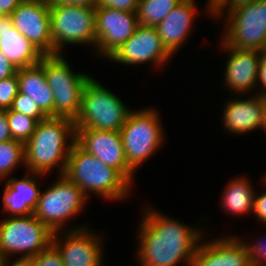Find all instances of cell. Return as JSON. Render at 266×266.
<instances>
[{
    "mask_svg": "<svg viewBox=\"0 0 266 266\" xmlns=\"http://www.w3.org/2000/svg\"><path fill=\"white\" fill-rule=\"evenodd\" d=\"M139 228L138 261L141 266H176L182 262L190 266L201 229L187 226L152 210L144 211Z\"/></svg>",
    "mask_w": 266,
    "mask_h": 266,
    "instance_id": "1",
    "label": "cell"
},
{
    "mask_svg": "<svg viewBox=\"0 0 266 266\" xmlns=\"http://www.w3.org/2000/svg\"><path fill=\"white\" fill-rule=\"evenodd\" d=\"M75 139L76 129L73 120L48 117L39 121L35 132L24 144L25 168L27 167L30 173L47 175L50 170L59 166V175L64 174Z\"/></svg>",
    "mask_w": 266,
    "mask_h": 266,
    "instance_id": "2",
    "label": "cell"
},
{
    "mask_svg": "<svg viewBox=\"0 0 266 266\" xmlns=\"http://www.w3.org/2000/svg\"><path fill=\"white\" fill-rule=\"evenodd\" d=\"M64 175L87 197L92 192L113 201L124 199L131 192L132 184L118 170L86 152L76 142L69 152Z\"/></svg>",
    "mask_w": 266,
    "mask_h": 266,
    "instance_id": "3",
    "label": "cell"
},
{
    "mask_svg": "<svg viewBox=\"0 0 266 266\" xmlns=\"http://www.w3.org/2000/svg\"><path fill=\"white\" fill-rule=\"evenodd\" d=\"M39 64L54 94V117L75 121L81 109L83 89L92 77L73 72L62 53L43 55Z\"/></svg>",
    "mask_w": 266,
    "mask_h": 266,
    "instance_id": "4",
    "label": "cell"
},
{
    "mask_svg": "<svg viewBox=\"0 0 266 266\" xmlns=\"http://www.w3.org/2000/svg\"><path fill=\"white\" fill-rule=\"evenodd\" d=\"M131 111L118 95L91 78L83 89L75 128L120 131Z\"/></svg>",
    "mask_w": 266,
    "mask_h": 266,
    "instance_id": "5",
    "label": "cell"
},
{
    "mask_svg": "<svg viewBox=\"0 0 266 266\" xmlns=\"http://www.w3.org/2000/svg\"><path fill=\"white\" fill-rule=\"evenodd\" d=\"M154 108L132 110L120 129L128 165L136 171L163 144L164 131Z\"/></svg>",
    "mask_w": 266,
    "mask_h": 266,
    "instance_id": "6",
    "label": "cell"
},
{
    "mask_svg": "<svg viewBox=\"0 0 266 266\" xmlns=\"http://www.w3.org/2000/svg\"><path fill=\"white\" fill-rule=\"evenodd\" d=\"M45 191H41L33 215L53 233L62 231L66 222L85 207L87 196L64 174Z\"/></svg>",
    "mask_w": 266,
    "mask_h": 266,
    "instance_id": "7",
    "label": "cell"
},
{
    "mask_svg": "<svg viewBox=\"0 0 266 266\" xmlns=\"http://www.w3.org/2000/svg\"><path fill=\"white\" fill-rule=\"evenodd\" d=\"M53 234L33 214L8 217L0 222V255L32 258L52 243Z\"/></svg>",
    "mask_w": 266,
    "mask_h": 266,
    "instance_id": "8",
    "label": "cell"
},
{
    "mask_svg": "<svg viewBox=\"0 0 266 266\" xmlns=\"http://www.w3.org/2000/svg\"><path fill=\"white\" fill-rule=\"evenodd\" d=\"M96 7L50 5L52 54L61 53L66 44L96 45Z\"/></svg>",
    "mask_w": 266,
    "mask_h": 266,
    "instance_id": "9",
    "label": "cell"
},
{
    "mask_svg": "<svg viewBox=\"0 0 266 266\" xmlns=\"http://www.w3.org/2000/svg\"><path fill=\"white\" fill-rule=\"evenodd\" d=\"M222 40L235 49L266 51L265 5L257 0L225 17Z\"/></svg>",
    "mask_w": 266,
    "mask_h": 266,
    "instance_id": "10",
    "label": "cell"
},
{
    "mask_svg": "<svg viewBox=\"0 0 266 266\" xmlns=\"http://www.w3.org/2000/svg\"><path fill=\"white\" fill-rule=\"evenodd\" d=\"M139 26L137 13L113 8L95 9V52L108 58Z\"/></svg>",
    "mask_w": 266,
    "mask_h": 266,
    "instance_id": "11",
    "label": "cell"
},
{
    "mask_svg": "<svg viewBox=\"0 0 266 266\" xmlns=\"http://www.w3.org/2000/svg\"><path fill=\"white\" fill-rule=\"evenodd\" d=\"M59 233L54 232L52 244L61 254L64 266H103L102 236L95 235L86 226L67 230L64 237Z\"/></svg>",
    "mask_w": 266,
    "mask_h": 266,
    "instance_id": "12",
    "label": "cell"
},
{
    "mask_svg": "<svg viewBox=\"0 0 266 266\" xmlns=\"http://www.w3.org/2000/svg\"><path fill=\"white\" fill-rule=\"evenodd\" d=\"M76 143L104 164L118 170L131 184L135 171L128 165L120 131L75 128Z\"/></svg>",
    "mask_w": 266,
    "mask_h": 266,
    "instance_id": "13",
    "label": "cell"
},
{
    "mask_svg": "<svg viewBox=\"0 0 266 266\" xmlns=\"http://www.w3.org/2000/svg\"><path fill=\"white\" fill-rule=\"evenodd\" d=\"M10 17L13 27L38 50L52 54L49 0H23Z\"/></svg>",
    "mask_w": 266,
    "mask_h": 266,
    "instance_id": "14",
    "label": "cell"
},
{
    "mask_svg": "<svg viewBox=\"0 0 266 266\" xmlns=\"http://www.w3.org/2000/svg\"><path fill=\"white\" fill-rule=\"evenodd\" d=\"M170 57L161 43L157 28L139 25L133 35L108 59L125 65L151 62L158 68L167 64Z\"/></svg>",
    "mask_w": 266,
    "mask_h": 266,
    "instance_id": "15",
    "label": "cell"
},
{
    "mask_svg": "<svg viewBox=\"0 0 266 266\" xmlns=\"http://www.w3.org/2000/svg\"><path fill=\"white\" fill-rule=\"evenodd\" d=\"M190 266H251L244 241L235 236L200 243Z\"/></svg>",
    "mask_w": 266,
    "mask_h": 266,
    "instance_id": "16",
    "label": "cell"
},
{
    "mask_svg": "<svg viewBox=\"0 0 266 266\" xmlns=\"http://www.w3.org/2000/svg\"><path fill=\"white\" fill-rule=\"evenodd\" d=\"M221 46L230 54L225 68V86L235 94H246L253 91L257 85V73L262 51L235 49L229 47L223 40Z\"/></svg>",
    "mask_w": 266,
    "mask_h": 266,
    "instance_id": "17",
    "label": "cell"
},
{
    "mask_svg": "<svg viewBox=\"0 0 266 266\" xmlns=\"http://www.w3.org/2000/svg\"><path fill=\"white\" fill-rule=\"evenodd\" d=\"M196 4L195 0H182L156 26L163 47L172 57L191 33Z\"/></svg>",
    "mask_w": 266,
    "mask_h": 266,
    "instance_id": "18",
    "label": "cell"
},
{
    "mask_svg": "<svg viewBox=\"0 0 266 266\" xmlns=\"http://www.w3.org/2000/svg\"><path fill=\"white\" fill-rule=\"evenodd\" d=\"M30 175V176H29ZM35 176L43 174L27 173L22 179L11 177L6 181L3 191V210L11 216H26L34 213L40 195Z\"/></svg>",
    "mask_w": 266,
    "mask_h": 266,
    "instance_id": "19",
    "label": "cell"
},
{
    "mask_svg": "<svg viewBox=\"0 0 266 266\" xmlns=\"http://www.w3.org/2000/svg\"><path fill=\"white\" fill-rule=\"evenodd\" d=\"M222 121L229 133L245 134L263 124V96L230 99L224 106Z\"/></svg>",
    "mask_w": 266,
    "mask_h": 266,
    "instance_id": "20",
    "label": "cell"
},
{
    "mask_svg": "<svg viewBox=\"0 0 266 266\" xmlns=\"http://www.w3.org/2000/svg\"><path fill=\"white\" fill-rule=\"evenodd\" d=\"M0 51L17 69L38 64L44 55L13 27L10 16L0 20Z\"/></svg>",
    "mask_w": 266,
    "mask_h": 266,
    "instance_id": "21",
    "label": "cell"
},
{
    "mask_svg": "<svg viewBox=\"0 0 266 266\" xmlns=\"http://www.w3.org/2000/svg\"><path fill=\"white\" fill-rule=\"evenodd\" d=\"M17 79L19 92L35 101L48 117H54V94L48 86L43 67L38 63L18 68Z\"/></svg>",
    "mask_w": 266,
    "mask_h": 266,
    "instance_id": "22",
    "label": "cell"
},
{
    "mask_svg": "<svg viewBox=\"0 0 266 266\" xmlns=\"http://www.w3.org/2000/svg\"><path fill=\"white\" fill-rule=\"evenodd\" d=\"M222 192L221 206L232 215L252 212L255 190L247 178L232 179Z\"/></svg>",
    "mask_w": 266,
    "mask_h": 266,
    "instance_id": "23",
    "label": "cell"
},
{
    "mask_svg": "<svg viewBox=\"0 0 266 266\" xmlns=\"http://www.w3.org/2000/svg\"><path fill=\"white\" fill-rule=\"evenodd\" d=\"M182 0H139V25L156 27Z\"/></svg>",
    "mask_w": 266,
    "mask_h": 266,
    "instance_id": "24",
    "label": "cell"
},
{
    "mask_svg": "<svg viewBox=\"0 0 266 266\" xmlns=\"http://www.w3.org/2000/svg\"><path fill=\"white\" fill-rule=\"evenodd\" d=\"M21 164L25 165L24 143L13 139L0 142V181Z\"/></svg>",
    "mask_w": 266,
    "mask_h": 266,
    "instance_id": "25",
    "label": "cell"
},
{
    "mask_svg": "<svg viewBox=\"0 0 266 266\" xmlns=\"http://www.w3.org/2000/svg\"><path fill=\"white\" fill-rule=\"evenodd\" d=\"M6 115L12 139L25 144L35 132L39 121L11 109L6 110Z\"/></svg>",
    "mask_w": 266,
    "mask_h": 266,
    "instance_id": "26",
    "label": "cell"
},
{
    "mask_svg": "<svg viewBox=\"0 0 266 266\" xmlns=\"http://www.w3.org/2000/svg\"><path fill=\"white\" fill-rule=\"evenodd\" d=\"M13 111L23 113L26 116L42 121L48 116L39 108L37 103L26 94L18 92L10 108Z\"/></svg>",
    "mask_w": 266,
    "mask_h": 266,
    "instance_id": "27",
    "label": "cell"
},
{
    "mask_svg": "<svg viewBox=\"0 0 266 266\" xmlns=\"http://www.w3.org/2000/svg\"><path fill=\"white\" fill-rule=\"evenodd\" d=\"M19 92L17 73L11 77L0 80V110L11 108L13 100Z\"/></svg>",
    "mask_w": 266,
    "mask_h": 266,
    "instance_id": "28",
    "label": "cell"
},
{
    "mask_svg": "<svg viewBox=\"0 0 266 266\" xmlns=\"http://www.w3.org/2000/svg\"><path fill=\"white\" fill-rule=\"evenodd\" d=\"M32 259L35 266H64L61 254L52 243Z\"/></svg>",
    "mask_w": 266,
    "mask_h": 266,
    "instance_id": "29",
    "label": "cell"
},
{
    "mask_svg": "<svg viewBox=\"0 0 266 266\" xmlns=\"http://www.w3.org/2000/svg\"><path fill=\"white\" fill-rule=\"evenodd\" d=\"M257 0H217L212 5V16L214 15V18H221L224 14V9H227L226 11V17L231 14L233 11L245 7L247 4H250L252 2H255ZM227 7V8H226Z\"/></svg>",
    "mask_w": 266,
    "mask_h": 266,
    "instance_id": "30",
    "label": "cell"
},
{
    "mask_svg": "<svg viewBox=\"0 0 266 266\" xmlns=\"http://www.w3.org/2000/svg\"><path fill=\"white\" fill-rule=\"evenodd\" d=\"M244 244L246 245L247 251H248V257L251 266H264L266 265V243L264 240H258L254 242H251L249 244L248 242Z\"/></svg>",
    "mask_w": 266,
    "mask_h": 266,
    "instance_id": "31",
    "label": "cell"
},
{
    "mask_svg": "<svg viewBox=\"0 0 266 266\" xmlns=\"http://www.w3.org/2000/svg\"><path fill=\"white\" fill-rule=\"evenodd\" d=\"M139 0H98L96 7L136 12Z\"/></svg>",
    "mask_w": 266,
    "mask_h": 266,
    "instance_id": "32",
    "label": "cell"
},
{
    "mask_svg": "<svg viewBox=\"0 0 266 266\" xmlns=\"http://www.w3.org/2000/svg\"><path fill=\"white\" fill-rule=\"evenodd\" d=\"M264 181L266 183L265 178ZM252 211L261 223H266V192L263 194L261 193L260 195L255 194Z\"/></svg>",
    "mask_w": 266,
    "mask_h": 266,
    "instance_id": "33",
    "label": "cell"
},
{
    "mask_svg": "<svg viewBox=\"0 0 266 266\" xmlns=\"http://www.w3.org/2000/svg\"><path fill=\"white\" fill-rule=\"evenodd\" d=\"M260 83V84H259ZM262 91H258V95L266 96V51H262V56L258 66L257 83Z\"/></svg>",
    "mask_w": 266,
    "mask_h": 266,
    "instance_id": "34",
    "label": "cell"
},
{
    "mask_svg": "<svg viewBox=\"0 0 266 266\" xmlns=\"http://www.w3.org/2000/svg\"><path fill=\"white\" fill-rule=\"evenodd\" d=\"M17 73V68L0 51V80L11 77Z\"/></svg>",
    "mask_w": 266,
    "mask_h": 266,
    "instance_id": "35",
    "label": "cell"
},
{
    "mask_svg": "<svg viewBox=\"0 0 266 266\" xmlns=\"http://www.w3.org/2000/svg\"><path fill=\"white\" fill-rule=\"evenodd\" d=\"M12 140L10 128L8 126V120L6 110H0V142Z\"/></svg>",
    "mask_w": 266,
    "mask_h": 266,
    "instance_id": "36",
    "label": "cell"
},
{
    "mask_svg": "<svg viewBox=\"0 0 266 266\" xmlns=\"http://www.w3.org/2000/svg\"><path fill=\"white\" fill-rule=\"evenodd\" d=\"M50 5H80L96 7L98 0H49Z\"/></svg>",
    "mask_w": 266,
    "mask_h": 266,
    "instance_id": "37",
    "label": "cell"
},
{
    "mask_svg": "<svg viewBox=\"0 0 266 266\" xmlns=\"http://www.w3.org/2000/svg\"><path fill=\"white\" fill-rule=\"evenodd\" d=\"M23 0H0V13L3 16H10Z\"/></svg>",
    "mask_w": 266,
    "mask_h": 266,
    "instance_id": "38",
    "label": "cell"
},
{
    "mask_svg": "<svg viewBox=\"0 0 266 266\" xmlns=\"http://www.w3.org/2000/svg\"><path fill=\"white\" fill-rule=\"evenodd\" d=\"M6 266H35V262L32 258H17L15 262H10L7 260Z\"/></svg>",
    "mask_w": 266,
    "mask_h": 266,
    "instance_id": "39",
    "label": "cell"
},
{
    "mask_svg": "<svg viewBox=\"0 0 266 266\" xmlns=\"http://www.w3.org/2000/svg\"><path fill=\"white\" fill-rule=\"evenodd\" d=\"M261 129L266 132V96H263V124Z\"/></svg>",
    "mask_w": 266,
    "mask_h": 266,
    "instance_id": "40",
    "label": "cell"
},
{
    "mask_svg": "<svg viewBox=\"0 0 266 266\" xmlns=\"http://www.w3.org/2000/svg\"><path fill=\"white\" fill-rule=\"evenodd\" d=\"M217 0H208V2L207 3H209V4H207L206 6H208L206 9H207V13L209 14V15H211L212 16V14H210V13H212V5L216 2ZM210 12V13H209Z\"/></svg>",
    "mask_w": 266,
    "mask_h": 266,
    "instance_id": "41",
    "label": "cell"
},
{
    "mask_svg": "<svg viewBox=\"0 0 266 266\" xmlns=\"http://www.w3.org/2000/svg\"><path fill=\"white\" fill-rule=\"evenodd\" d=\"M7 260L5 257L0 255V266H6L7 265Z\"/></svg>",
    "mask_w": 266,
    "mask_h": 266,
    "instance_id": "42",
    "label": "cell"
},
{
    "mask_svg": "<svg viewBox=\"0 0 266 266\" xmlns=\"http://www.w3.org/2000/svg\"><path fill=\"white\" fill-rule=\"evenodd\" d=\"M261 5H265V15H266V0H261Z\"/></svg>",
    "mask_w": 266,
    "mask_h": 266,
    "instance_id": "43",
    "label": "cell"
}]
</instances>
